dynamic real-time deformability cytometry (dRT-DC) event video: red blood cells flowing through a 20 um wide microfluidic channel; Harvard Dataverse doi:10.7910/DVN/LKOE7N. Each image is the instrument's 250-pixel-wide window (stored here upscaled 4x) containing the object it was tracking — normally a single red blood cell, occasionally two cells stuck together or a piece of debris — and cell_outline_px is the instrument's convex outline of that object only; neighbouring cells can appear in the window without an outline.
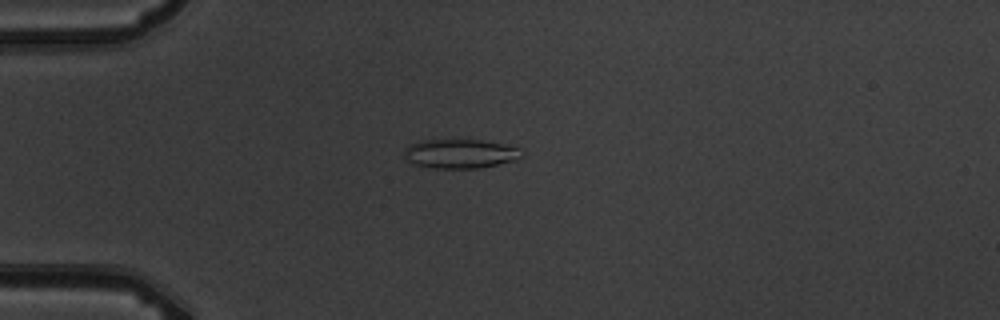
{"species": "common noctule bat (a hibernating species)", "species_latin": "Nyctalus noctula", "temperature_condition": "warm", "stored_images_in_passage": 7, "camera_frame_rate_fps": 3000, "um_per_image_px": 0.085, "animal": {"sex": "male", "body_mass_g": 19.5, "forearm_length_mm": 54.6}, "frame": {"image": 1, "passage_image": 3, "time_ms": 2.333, "image_size_px": [1000, 320], "cell_outline_px": [[524, 156], [516, 160], [480, 168], [436, 168], [416, 164], [408, 160], [404, 156], [404, 148], [412, 144], [424, 140], [480, 140], [520, 148]], "centroid_in_image_um": [39.14, 13.07], "position_along_channel_um": 45.9, "area_um2": 19.71}}
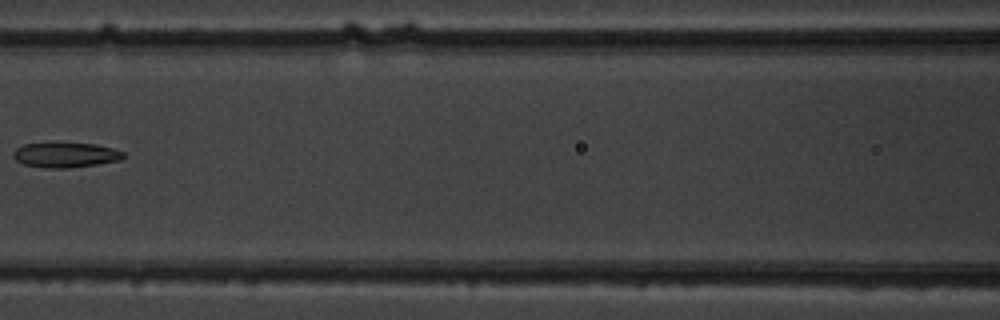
{"frame": {"image": 2, "passage_image": 6, "time_ms": 6.0, "image_size_px": [1000, 320], "cell_outline_px": [[124, 156], [120, 160], [96, 164], [68, 168], [48, 168], [24, 164], [16, 160], [12, 156], [12, 152], [16, 148], [24, 144], [56, 140], [96, 144], [112, 148], [124, 152]], "centroid_in_image_um": [5.52, 13.12], "position_along_channel_um": 161.1, "area_um2": 16.7}}
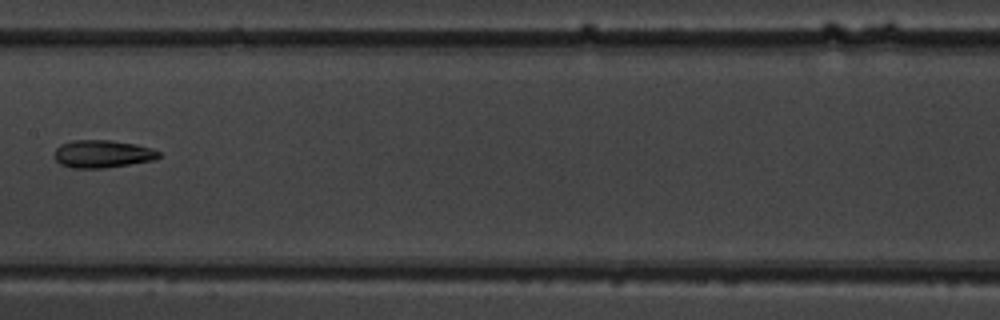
{"frame": {"image": 3, "passage_image": 7, "time_ms": 7.0, "image_size_px": [1000, 320], "cell_outline_px": [[160, 156], [152, 160], [104, 168], [76, 168], [60, 164], [56, 160], [56, 148], [60, 144], [72, 140], [112, 140], [136, 144], [152, 148], [160, 152]], "centroid_in_image_um": [8.71, 13.07], "position_along_channel_um": 198.7, "area_um2": 16.7}}